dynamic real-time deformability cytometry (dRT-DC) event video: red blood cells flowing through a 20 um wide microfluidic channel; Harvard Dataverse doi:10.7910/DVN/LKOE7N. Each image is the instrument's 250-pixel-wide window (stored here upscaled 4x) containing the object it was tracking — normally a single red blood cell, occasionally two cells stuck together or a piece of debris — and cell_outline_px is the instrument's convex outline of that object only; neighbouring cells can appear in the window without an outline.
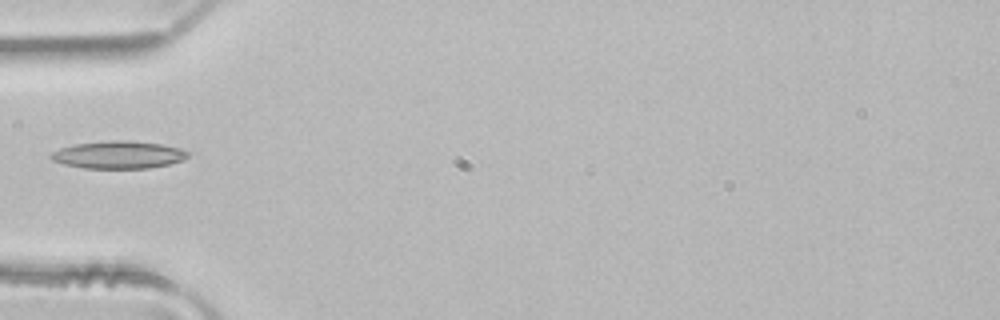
{"species": "common noctule bat (a hibernating species)", "species_latin": "Nyctalus noctula", "temperature_condition": "room temperature", "stored_images_in_passage": 2, "camera_frame_rate_fps": 3000, "um_per_image_px": 0.085, "animal": {"sex": "male", "body_mass_g": 21.5, "forearm_length_mm": 52.0}, "frame": {"image": 1, "passage_image": 2, "time_ms": 0.333, "image_size_px": [1000, 320], "cell_outline_px": [[188, 156], [180, 160], [168, 164], [148, 168], [84, 168], [64, 164], [52, 160], [48, 156], [52, 152], [60, 148], [76, 144], [108, 140], [120, 140], [160, 144], [180, 148], [188, 152]], "centroid_in_image_um": [10.02, 13.16], "position_along_channel_um": 75.0, "area_um2": 21.68}}